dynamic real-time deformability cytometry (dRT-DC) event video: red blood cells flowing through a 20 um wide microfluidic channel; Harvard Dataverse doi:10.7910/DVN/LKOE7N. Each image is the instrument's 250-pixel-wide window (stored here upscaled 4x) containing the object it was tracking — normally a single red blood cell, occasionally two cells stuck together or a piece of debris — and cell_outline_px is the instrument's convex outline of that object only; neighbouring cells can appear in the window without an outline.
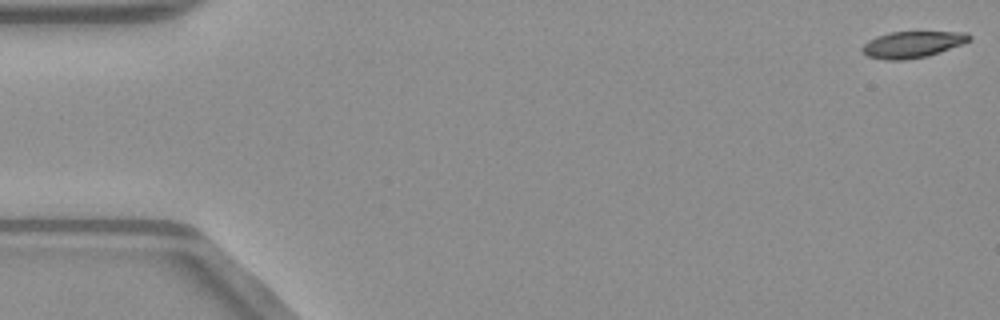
{"species": "common noctule bat (a hibernating species)", "species_latin": "Nyctalus noctula", "temperature_condition": "warm", "stored_images_in_passage": 51, "camera_frame_rate_fps": 3000, "um_per_image_px": 0.085, "animal": {"sex": "male", "body_mass_g": 23.1, "forearm_length_mm": 52.7}, "frame": {"image": 1, "passage_image": 1, "time_ms": 0.0, "image_size_px": [1000, 320], "cell_outline_px": [[972, 40], [964, 44], [928, 56], [904, 60], [888, 60], [868, 56], [860, 52], [860, 48], [868, 40], [876, 36], [892, 32], [968, 32], [972, 36]], "centroid_in_image_um": [77.57, 3.78], "position_along_channel_um": 7.4, "area_um2": 16.7}}
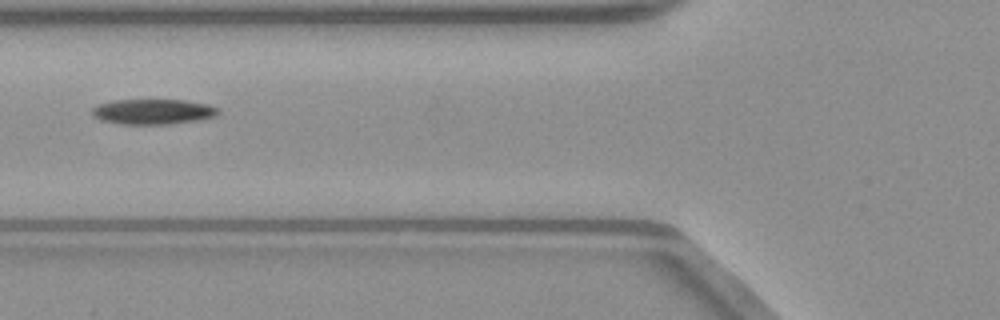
{"frame": {"image": 2, "passage_image": 20, "time_ms": 6.333, "image_size_px": [1000, 320], "cell_outline_px": [[220, 112], [216, 116], [200, 120], [172, 124], [124, 124], [100, 120], [92, 116], [92, 108], [96, 104], [112, 100], [184, 100], [208, 104], [220, 108]], "centroid_in_image_um": [13.02, 9.49], "position_along_channel_um": 112.8, "area_um2": 18.84}}
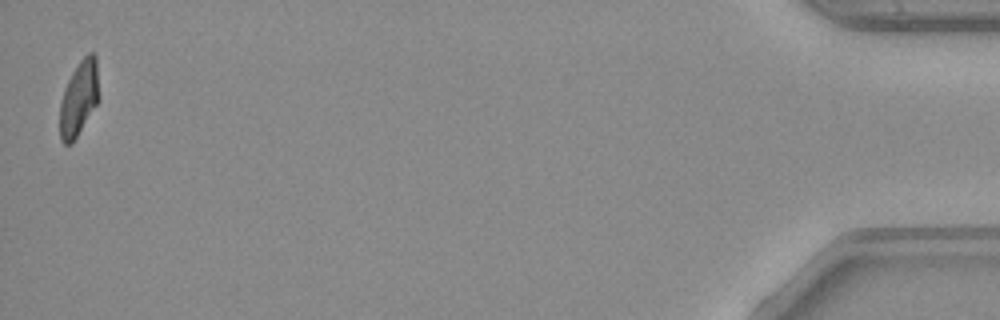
{"frame": {"image": 3, "passage_image": 51, "time_ms": 16.667, "image_size_px": [1000, 320], "cell_outline_px": [[96, 104], [72, 144], [64, 144], [60, 140], [60, 104], [64, 88], [72, 72], [80, 60], [88, 52], [92, 52], [96, 56]], "centroid_in_image_um": [6.65, 8.38], "position_along_channel_um": 428.6, "area_um2": 16.42}, "authors_computed_cell_mechanics": {"area_um2": 18.1492, "velocity_mm_per_s": 4.0399, "shape_relaxation_time_tau1_ms": 8.7975, "shape_relaxation_time_tau2_ms": null, "deformation_change_tau1": 0.2496, "deformation_change_tau2": null}}